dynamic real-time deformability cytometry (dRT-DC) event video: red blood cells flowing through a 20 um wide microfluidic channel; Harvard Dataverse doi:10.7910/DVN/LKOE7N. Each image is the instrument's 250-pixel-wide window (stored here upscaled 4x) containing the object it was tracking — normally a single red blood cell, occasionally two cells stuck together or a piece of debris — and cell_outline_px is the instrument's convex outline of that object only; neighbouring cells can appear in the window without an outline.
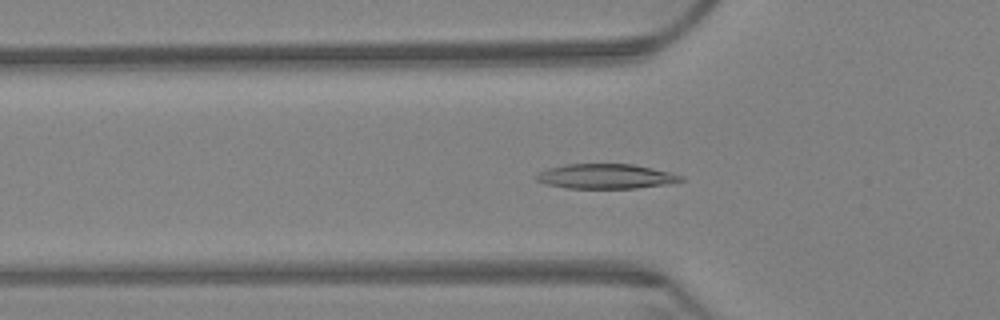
{"species": "Egyptian fruit bat (a non-hibernating species)", "species_latin": "Rousettus aegyptiacus", "temperature_condition": "warm", "stored_images_in_passage": 64, "camera_frame_rate_fps": 3000, "um_per_image_px": 0.085, "animal": {"sex": "female"}, "frame": {"image": 1, "passage_image": 22, "time_ms": 7.0, "image_size_px": [1000, 320], "cell_outline_px": [[684, 180], [672, 184], [636, 188], [564, 188], [548, 184], [536, 180], [536, 172], [548, 168], [564, 164], [632, 164], [672, 172], [684, 176]], "centroid_in_image_um": [51.53, 14.99], "position_along_channel_um": 74.3, "area_um2": 21.1}}
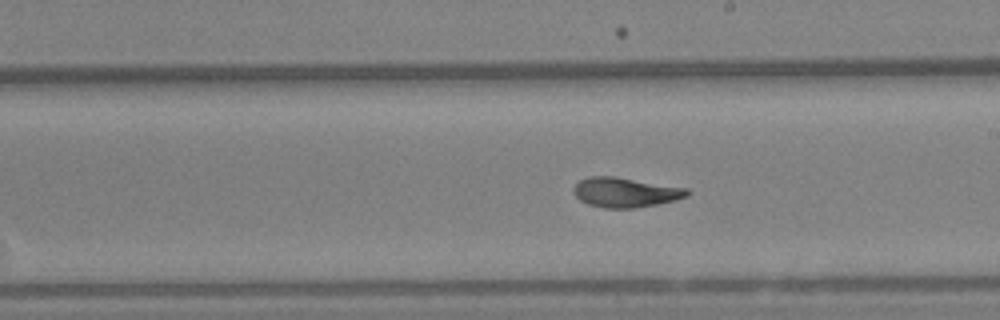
{"frame": {"image": 2, "passage_image": 37, "time_ms": 12.0, "image_size_px": [1000, 320], "cell_outline_px": [[688, 196], [676, 200], [636, 208], [604, 208], [588, 204], [580, 200], [572, 192], [572, 188], [580, 180], [588, 176], [612, 176], [688, 188]], "centroid_in_image_um": [53.13, 16.35], "position_along_channel_um": 235.9, "area_um2": 19.65}}
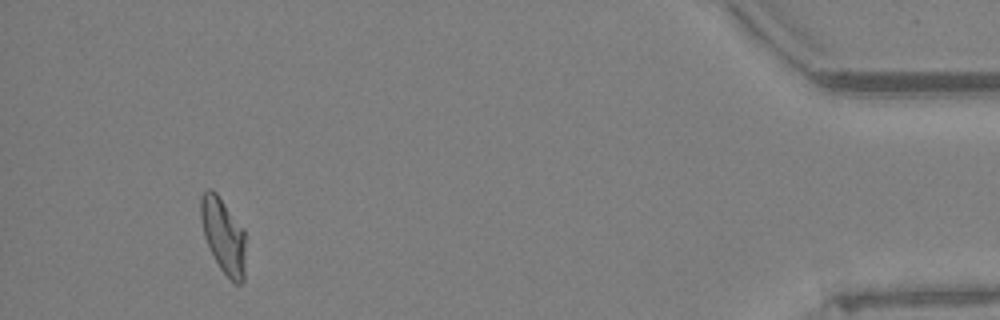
{"frame": {"image": 3, "passage_image": 60, "time_ms": 19.667, "image_size_px": [1000, 320], "cell_outline_px": [[244, 280], [240, 284], [236, 284], [220, 268], [204, 236], [200, 220], [200, 196], [208, 188], [212, 188], [216, 192], [244, 228]], "centroid_in_image_um": [18.97, 19.97], "position_along_channel_um": 416.2, "area_um2": 19.48}, "authors_computed_cell_mechanics": {"area_um2": 19.7965, "velocity_mm_per_s": 3.2415, "shape_relaxation_time_tau1_ms": 9.2203, "shape_relaxation_time_tau2_ms": 2.0313, "deformation_change_tau1": 0.2446, "deformation_change_tau2": 0.0805}}